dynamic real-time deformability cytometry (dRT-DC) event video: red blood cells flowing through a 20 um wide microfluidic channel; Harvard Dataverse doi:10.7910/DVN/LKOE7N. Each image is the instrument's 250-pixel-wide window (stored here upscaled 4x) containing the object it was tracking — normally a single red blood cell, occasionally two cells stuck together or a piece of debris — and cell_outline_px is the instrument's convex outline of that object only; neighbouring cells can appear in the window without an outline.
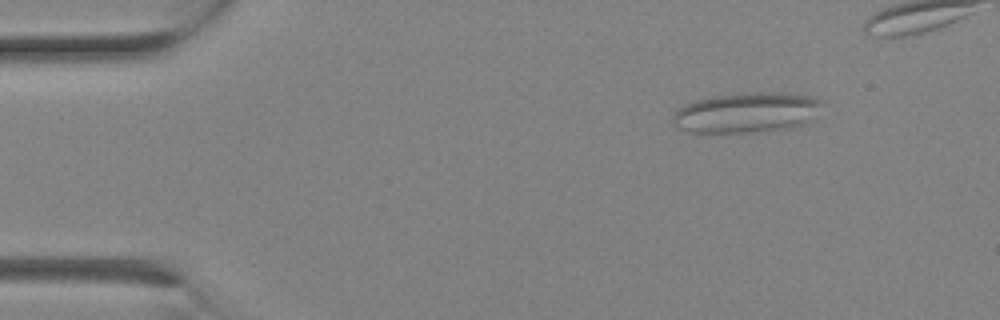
{"species": "Egyptian fruit bat (a non-hibernating species)", "species_latin": "Rousettus aegyptiacus", "temperature_condition": "room temperature", "stored_images_in_passage": 3, "camera_frame_rate_fps": 3000, "um_per_image_px": 0.085, "animal": {"sex": "female"}, "frame": {"image": 1, "passage_image": 1, "time_ms": 0.0, "image_size_px": [1000, 320], "cell_outline_px": [[824, 100], [808, 120], [804, 124], [788, 128], [752, 132], [692, 132], [676, 128], [672, 124], [672, 116], [680, 108], [696, 100], [712, 96], [756, 92], [776, 92], [812, 96]], "centroid_in_image_um": [63.42, 9.57], "position_along_channel_um": 21.6, "area_um2": 34.56}}
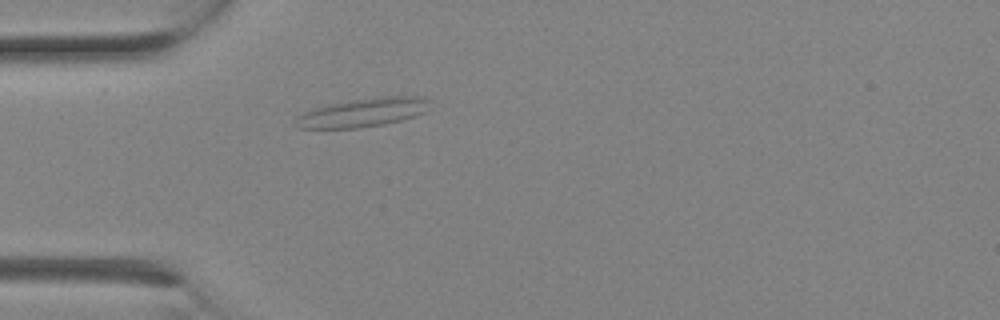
{"frame": {"image": 2, "passage_image": 3, "time_ms": 0.667, "image_size_px": [1000, 320], "cell_outline_px": [[432, 100], [424, 112], [416, 116], [384, 124], [356, 128], [300, 128], [296, 120], [296, 116], [304, 112], [328, 104], [376, 96], [424, 96]], "centroid_in_image_um": [30.92, 9.54], "position_along_channel_um": 54.1, "area_um2": 22.37}}